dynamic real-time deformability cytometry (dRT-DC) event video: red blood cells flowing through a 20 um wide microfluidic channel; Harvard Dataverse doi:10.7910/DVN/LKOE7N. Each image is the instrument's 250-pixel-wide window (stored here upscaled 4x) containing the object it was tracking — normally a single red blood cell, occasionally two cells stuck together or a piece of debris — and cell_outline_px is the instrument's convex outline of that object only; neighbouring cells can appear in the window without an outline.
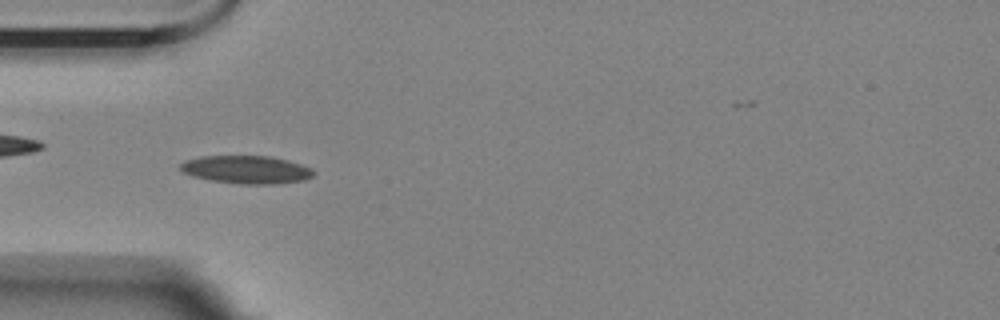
{"species": "Egyptian fruit bat (a non-hibernating species)", "species_latin": "Rousettus aegyptiacus", "temperature_condition": "room temperature", "stored_images_in_passage": 53, "camera_frame_rate_fps": 3000, "um_per_image_px": 0.085, "animal": {"sex": "female"}, "frame": {"image": 1, "passage_image": 12, "time_ms": 3.667, "image_size_px": [1000, 320], "cell_outline_px": [[312, 176], [304, 180], [276, 184], [240, 184], [208, 180], [192, 176], [184, 172], [180, 168], [180, 164], [184, 160], [200, 156], [272, 156], [288, 160], [312, 168]], "centroid_in_image_um": [20.92, 14.41], "position_along_channel_um": 64.1, "area_um2": 21.79}}
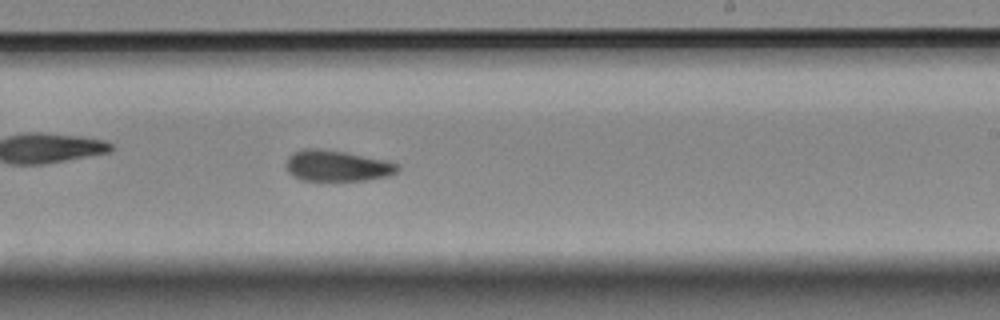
{"frame": {"image": 2, "passage_image": 29, "time_ms": 9.333, "image_size_px": [1000, 320], "cell_outline_px": [[400, 168], [396, 172], [388, 176], [364, 180], [300, 180], [292, 176], [288, 172], [284, 164], [288, 156], [292, 152], [304, 148], [320, 148], [344, 152], [388, 160], [396, 164]], "centroid_in_image_um": [28.59, 14.08], "position_along_channel_um": 260.4, "area_um2": 20.29}}
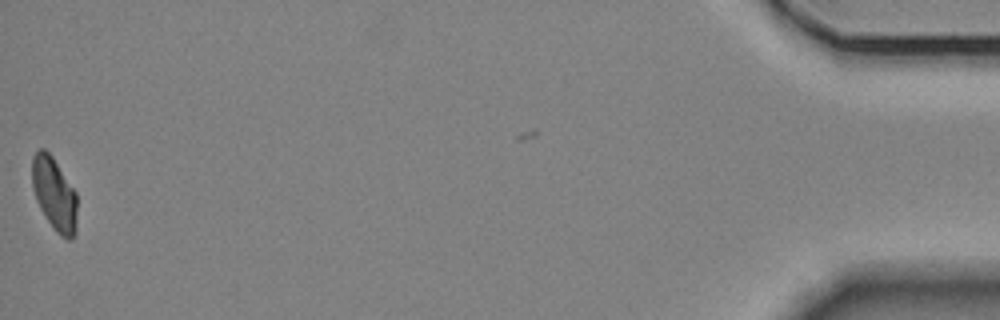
{"frame": {"image": 3, "passage_image": 52, "time_ms": 17.0, "image_size_px": [1000, 320], "cell_outline_px": [[76, 232], [72, 240], [68, 240], [60, 236], [56, 232], [40, 208], [36, 200], [32, 188], [32, 156], [40, 148], [44, 148], [52, 156], [76, 192]], "centroid_in_image_um": [4.61, 16.5], "position_along_channel_um": 430.6, "area_um2": 19.19}, "authors_computed_cell_mechanics": {"area_um2": 20.2878, "velocity_mm_per_s": 3.4681, "shape_relaxation_time_tau1_ms": 5.0918, "shape_relaxation_time_tau2_ms": 3.3527, "deformation_change_tau1": 0.1406, "deformation_change_tau2": 0.0882}}